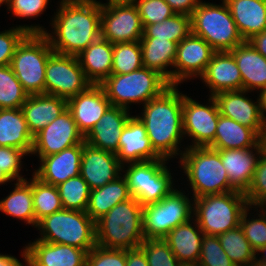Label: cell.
Here are the masks:
<instances>
[{"instance_id":"cell-1","label":"cell","mask_w":266,"mask_h":266,"mask_svg":"<svg viewBox=\"0 0 266 266\" xmlns=\"http://www.w3.org/2000/svg\"><path fill=\"white\" fill-rule=\"evenodd\" d=\"M57 9L51 18L52 33H43L55 53L77 56L101 37L100 1L61 0Z\"/></svg>"},{"instance_id":"cell-2","label":"cell","mask_w":266,"mask_h":266,"mask_svg":"<svg viewBox=\"0 0 266 266\" xmlns=\"http://www.w3.org/2000/svg\"><path fill=\"white\" fill-rule=\"evenodd\" d=\"M142 106L141 114L136 116L144 124L154 151L167 160L177 158L175 156L178 155L181 157L184 151L180 150V143L185 137L182 122L183 93H180L178 86L171 85L160 96Z\"/></svg>"},{"instance_id":"cell-3","label":"cell","mask_w":266,"mask_h":266,"mask_svg":"<svg viewBox=\"0 0 266 266\" xmlns=\"http://www.w3.org/2000/svg\"><path fill=\"white\" fill-rule=\"evenodd\" d=\"M142 210L134 197L116 204L95 222L96 244L108 249L139 248L145 239Z\"/></svg>"},{"instance_id":"cell-4","label":"cell","mask_w":266,"mask_h":266,"mask_svg":"<svg viewBox=\"0 0 266 266\" xmlns=\"http://www.w3.org/2000/svg\"><path fill=\"white\" fill-rule=\"evenodd\" d=\"M184 149L178 163L188 178L192 198L234 191L217 150L210 147Z\"/></svg>"},{"instance_id":"cell-5","label":"cell","mask_w":266,"mask_h":266,"mask_svg":"<svg viewBox=\"0 0 266 266\" xmlns=\"http://www.w3.org/2000/svg\"><path fill=\"white\" fill-rule=\"evenodd\" d=\"M100 85L112 106L127 110L129 104H146L171 86L158 72L145 67L127 74H111Z\"/></svg>"},{"instance_id":"cell-6","label":"cell","mask_w":266,"mask_h":266,"mask_svg":"<svg viewBox=\"0 0 266 266\" xmlns=\"http://www.w3.org/2000/svg\"><path fill=\"white\" fill-rule=\"evenodd\" d=\"M40 238L47 243L65 244L85 250L87 253L96 244L95 222L86 211L63 209L38 221Z\"/></svg>"},{"instance_id":"cell-7","label":"cell","mask_w":266,"mask_h":266,"mask_svg":"<svg viewBox=\"0 0 266 266\" xmlns=\"http://www.w3.org/2000/svg\"><path fill=\"white\" fill-rule=\"evenodd\" d=\"M221 1H201L191 14V33L203 38L216 52L231 51L245 42L226 2Z\"/></svg>"},{"instance_id":"cell-8","label":"cell","mask_w":266,"mask_h":266,"mask_svg":"<svg viewBox=\"0 0 266 266\" xmlns=\"http://www.w3.org/2000/svg\"><path fill=\"white\" fill-rule=\"evenodd\" d=\"M193 201V217L202 232L217 236L238 227L249 206L245 194L238 191L205 195Z\"/></svg>"},{"instance_id":"cell-9","label":"cell","mask_w":266,"mask_h":266,"mask_svg":"<svg viewBox=\"0 0 266 266\" xmlns=\"http://www.w3.org/2000/svg\"><path fill=\"white\" fill-rule=\"evenodd\" d=\"M54 53L43 33H28L15 49L10 66L29 95L45 94V70Z\"/></svg>"},{"instance_id":"cell-10","label":"cell","mask_w":266,"mask_h":266,"mask_svg":"<svg viewBox=\"0 0 266 266\" xmlns=\"http://www.w3.org/2000/svg\"><path fill=\"white\" fill-rule=\"evenodd\" d=\"M167 161L161 158L122 165L129 192L142 206L159 202L175 189Z\"/></svg>"},{"instance_id":"cell-11","label":"cell","mask_w":266,"mask_h":266,"mask_svg":"<svg viewBox=\"0 0 266 266\" xmlns=\"http://www.w3.org/2000/svg\"><path fill=\"white\" fill-rule=\"evenodd\" d=\"M181 191L175 188L159 202L143 206L145 239H164L172 229L193 218L194 198L189 199V193Z\"/></svg>"},{"instance_id":"cell-12","label":"cell","mask_w":266,"mask_h":266,"mask_svg":"<svg viewBox=\"0 0 266 266\" xmlns=\"http://www.w3.org/2000/svg\"><path fill=\"white\" fill-rule=\"evenodd\" d=\"M91 83L75 55L53 53L45 70V94L70 99L85 91Z\"/></svg>"},{"instance_id":"cell-13","label":"cell","mask_w":266,"mask_h":266,"mask_svg":"<svg viewBox=\"0 0 266 266\" xmlns=\"http://www.w3.org/2000/svg\"><path fill=\"white\" fill-rule=\"evenodd\" d=\"M219 115L213 96H209L205 105L183 94V134L192 140V145L187 147H208L214 141Z\"/></svg>"},{"instance_id":"cell-14","label":"cell","mask_w":266,"mask_h":266,"mask_svg":"<svg viewBox=\"0 0 266 266\" xmlns=\"http://www.w3.org/2000/svg\"><path fill=\"white\" fill-rule=\"evenodd\" d=\"M143 26L134 3L101 2V37L112 44L140 41Z\"/></svg>"},{"instance_id":"cell-15","label":"cell","mask_w":266,"mask_h":266,"mask_svg":"<svg viewBox=\"0 0 266 266\" xmlns=\"http://www.w3.org/2000/svg\"><path fill=\"white\" fill-rule=\"evenodd\" d=\"M215 52L203 38L190 33L177 44L172 85L178 86L184 81L200 78Z\"/></svg>"},{"instance_id":"cell-16","label":"cell","mask_w":266,"mask_h":266,"mask_svg":"<svg viewBox=\"0 0 266 266\" xmlns=\"http://www.w3.org/2000/svg\"><path fill=\"white\" fill-rule=\"evenodd\" d=\"M83 141L84 136L79 132L71 112L67 109L33 136L31 155L35 154L41 159Z\"/></svg>"},{"instance_id":"cell-17","label":"cell","mask_w":266,"mask_h":266,"mask_svg":"<svg viewBox=\"0 0 266 266\" xmlns=\"http://www.w3.org/2000/svg\"><path fill=\"white\" fill-rule=\"evenodd\" d=\"M248 92L243 89L222 91L213 97L221 115L253 129L263 139L266 127L260 113L259 98L254 102L252 98L246 96Z\"/></svg>"},{"instance_id":"cell-18","label":"cell","mask_w":266,"mask_h":266,"mask_svg":"<svg viewBox=\"0 0 266 266\" xmlns=\"http://www.w3.org/2000/svg\"><path fill=\"white\" fill-rule=\"evenodd\" d=\"M116 153L95 148L83 141L80 175L90 190L100 188L122 175Z\"/></svg>"},{"instance_id":"cell-19","label":"cell","mask_w":266,"mask_h":266,"mask_svg":"<svg viewBox=\"0 0 266 266\" xmlns=\"http://www.w3.org/2000/svg\"><path fill=\"white\" fill-rule=\"evenodd\" d=\"M111 106L103 87L94 84L67 100V109L84 137Z\"/></svg>"},{"instance_id":"cell-20","label":"cell","mask_w":266,"mask_h":266,"mask_svg":"<svg viewBox=\"0 0 266 266\" xmlns=\"http://www.w3.org/2000/svg\"><path fill=\"white\" fill-rule=\"evenodd\" d=\"M22 258L26 266H81L87 252L80 248L37 240L25 245Z\"/></svg>"},{"instance_id":"cell-21","label":"cell","mask_w":266,"mask_h":266,"mask_svg":"<svg viewBox=\"0 0 266 266\" xmlns=\"http://www.w3.org/2000/svg\"><path fill=\"white\" fill-rule=\"evenodd\" d=\"M264 148L262 139L255 147L248 149L217 150L234 191L244 194L247 192Z\"/></svg>"},{"instance_id":"cell-22","label":"cell","mask_w":266,"mask_h":266,"mask_svg":"<svg viewBox=\"0 0 266 266\" xmlns=\"http://www.w3.org/2000/svg\"><path fill=\"white\" fill-rule=\"evenodd\" d=\"M116 156L122 165L161 159L154 151L145 126L137 116L131 115L127 120Z\"/></svg>"},{"instance_id":"cell-23","label":"cell","mask_w":266,"mask_h":266,"mask_svg":"<svg viewBox=\"0 0 266 266\" xmlns=\"http://www.w3.org/2000/svg\"><path fill=\"white\" fill-rule=\"evenodd\" d=\"M83 142L66 148L57 154L42 157L33 174L41 181L57 186L80 174Z\"/></svg>"},{"instance_id":"cell-24","label":"cell","mask_w":266,"mask_h":266,"mask_svg":"<svg viewBox=\"0 0 266 266\" xmlns=\"http://www.w3.org/2000/svg\"><path fill=\"white\" fill-rule=\"evenodd\" d=\"M200 79L209 87V96L222 91L243 89L240 70L229 51L215 52Z\"/></svg>"},{"instance_id":"cell-25","label":"cell","mask_w":266,"mask_h":266,"mask_svg":"<svg viewBox=\"0 0 266 266\" xmlns=\"http://www.w3.org/2000/svg\"><path fill=\"white\" fill-rule=\"evenodd\" d=\"M130 116L129 110L111 106L84 137V141L95 148L117 153L122 130Z\"/></svg>"},{"instance_id":"cell-26","label":"cell","mask_w":266,"mask_h":266,"mask_svg":"<svg viewBox=\"0 0 266 266\" xmlns=\"http://www.w3.org/2000/svg\"><path fill=\"white\" fill-rule=\"evenodd\" d=\"M21 110L34 136L67 110V100L48 94L29 95Z\"/></svg>"},{"instance_id":"cell-27","label":"cell","mask_w":266,"mask_h":266,"mask_svg":"<svg viewBox=\"0 0 266 266\" xmlns=\"http://www.w3.org/2000/svg\"><path fill=\"white\" fill-rule=\"evenodd\" d=\"M203 236L204 233L193 217L172 229L164 239L179 262L188 265L198 264Z\"/></svg>"},{"instance_id":"cell-28","label":"cell","mask_w":266,"mask_h":266,"mask_svg":"<svg viewBox=\"0 0 266 266\" xmlns=\"http://www.w3.org/2000/svg\"><path fill=\"white\" fill-rule=\"evenodd\" d=\"M86 79L94 85H100L111 75L113 63V44L98 38L77 55Z\"/></svg>"},{"instance_id":"cell-29","label":"cell","mask_w":266,"mask_h":266,"mask_svg":"<svg viewBox=\"0 0 266 266\" xmlns=\"http://www.w3.org/2000/svg\"><path fill=\"white\" fill-rule=\"evenodd\" d=\"M240 70L243 90L253 92L266 88V58L248 41L229 51Z\"/></svg>"},{"instance_id":"cell-30","label":"cell","mask_w":266,"mask_h":266,"mask_svg":"<svg viewBox=\"0 0 266 266\" xmlns=\"http://www.w3.org/2000/svg\"><path fill=\"white\" fill-rule=\"evenodd\" d=\"M244 41L266 30V1L224 0Z\"/></svg>"},{"instance_id":"cell-31","label":"cell","mask_w":266,"mask_h":266,"mask_svg":"<svg viewBox=\"0 0 266 266\" xmlns=\"http://www.w3.org/2000/svg\"><path fill=\"white\" fill-rule=\"evenodd\" d=\"M139 42L143 67L158 72L172 85V70L169 68H173L175 62L177 43L154 37H142Z\"/></svg>"},{"instance_id":"cell-32","label":"cell","mask_w":266,"mask_h":266,"mask_svg":"<svg viewBox=\"0 0 266 266\" xmlns=\"http://www.w3.org/2000/svg\"><path fill=\"white\" fill-rule=\"evenodd\" d=\"M261 140L253 129L220 114L214 141L208 147L215 150L248 149Z\"/></svg>"},{"instance_id":"cell-33","label":"cell","mask_w":266,"mask_h":266,"mask_svg":"<svg viewBox=\"0 0 266 266\" xmlns=\"http://www.w3.org/2000/svg\"><path fill=\"white\" fill-rule=\"evenodd\" d=\"M32 144L21 108L0 109V146L25 150L30 156Z\"/></svg>"},{"instance_id":"cell-34","label":"cell","mask_w":266,"mask_h":266,"mask_svg":"<svg viewBox=\"0 0 266 266\" xmlns=\"http://www.w3.org/2000/svg\"><path fill=\"white\" fill-rule=\"evenodd\" d=\"M131 197L127 182L121 175L116 180L100 188L90 190L86 213L96 222L116 204L126 201Z\"/></svg>"},{"instance_id":"cell-35","label":"cell","mask_w":266,"mask_h":266,"mask_svg":"<svg viewBox=\"0 0 266 266\" xmlns=\"http://www.w3.org/2000/svg\"><path fill=\"white\" fill-rule=\"evenodd\" d=\"M30 180V181H29ZM15 181L14 190L0 200V211L8 216L23 220L24 223L34 226L37 221L33 207L32 179Z\"/></svg>"},{"instance_id":"cell-36","label":"cell","mask_w":266,"mask_h":266,"mask_svg":"<svg viewBox=\"0 0 266 266\" xmlns=\"http://www.w3.org/2000/svg\"><path fill=\"white\" fill-rule=\"evenodd\" d=\"M219 242L236 266H254L255 251L240 226L218 235Z\"/></svg>"},{"instance_id":"cell-37","label":"cell","mask_w":266,"mask_h":266,"mask_svg":"<svg viewBox=\"0 0 266 266\" xmlns=\"http://www.w3.org/2000/svg\"><path fill=\"white\" fill-rule=\"evenodd\" d=\"M191 33V16L174 14L160 23L145 25L142 37L167 39L177 44Z\"/></svg>"},{"instance_id":"cell-38","label":"cell","mask_w":266,"mask_h":266,"mask_svg":"<svg viewBox=\"0 0 266 266\" xmlns=\"http://www.w3.org/2000/svg\"><path fill=\"white\" fill-rule=\"evenodd\" d=\"M32 197L37 222L64 209L57 187L41 181L34 174H32Z\"/></svg>"},{"instance_id":"cell-39","label":"cell","mask_w":266,"mask_h":266,"mask_svg":"<svg viewBox=\"0 0 266 266\" xmlns=\"http://www.w3.org/2000/svg\"><path fill=\"white\" fill-rule=\"evenodd\" d=\"M29 94L17 79L10 65L0 67V109L21 108Z\"/></svg>"},{"instance_id":"cell-40","label":"cell","mask_w":266,"mask_h":266,"mask_svg":"<svg viewBox=\"0 0 266 266\" xmlns=\"http://www.w3.org/2000/svg\"><path fill=\"white\" fill-rule=\"evenodd\" d=\"M56 187L64 209L86 211L90 188L80 174L69 178Z\"/></svg>"},{"instance_id":"cell-41","label":"cell","mask_w":266,"mask_h":266,"mask_svg":"<svg viewBox=\"0 0 266 266\" xmlns=\"http://www.w3.org/2000/svg\"><path fill=\"white\" fill-rule=\"evenodd\" d=\"M143 67L139 41L113 44L111 74H127Z\"/></svg>"},{"instance_id":"cell-42","label":"cell","mask_w":266,"mask_h":266,"mask_svg":"<svg viewBox=\"0 0 266 266\" xmlns=\"http://www.w3.org/2000/svg\"><path fill=\"white\" fill-rule=\"evenodd\" d=\"M48 30L40 25H18L0 32V67L10 65L18 44L28 33H44Z\"/></svg>"},{"instance_id":"cell-43","label":"cell","mask_w":266,"mask_h":266,"mask_svg":"<svg viewBox=\"0 0 266 266\" xmlns=\"http://www.w3.org/2000/svg\"><path fill=\"white\" fill-rule=\"evenodd\" d=\"M250 209L252 210V207L248 206L243 211L239 226L243 230L244 236L250 243L252 249L257 251L259 248L266 245V208H260L259 214H255L258 216L251 217V219V213H249Z\"/></svg>"},{"instance_id":"cell-44","label":"cell","mask_w":266,"mask_h":266,"mask_svg":"<svg viewBox=\"0 0 266 266\" xmlns=\"http://www.w3.org/2000/svg\"><path fill=\"white\" fill-rule=\"evenodd\" d=\"M140 248L149 266H182L165 239H144Z\"/></svg>"},{"instance_id":"cell-45","label":"cell","mask_w":266,"mask_h":266,"mask_svg":"<svg viewBox=\"0 0 266 266\" xmlns=\"http://www.w3.org/2000/svg\"><path fill=\"white\" fill-rule=\"evenodd\" d=\"M248 205L255 209L266 208V149L264 148L254 171L252 182L245 193Z\"/></svg>"},{"instance_id":"cell-46","label":"cell","mask_w":266,"mask_h":266,"mask_svg":"<svg viewBox=\"0 0 266 266\" xmlns=\"http://www.w3.org/2000/svg\"><path fill=\"white\" fill-rule=\"evenodd\" d=\"M199 266H236L225 253L217 235L204 234L201 244V252L198 261Z\"/></svg>"},{"instance_id":"cell-47","label":"cell","mask_w":266,"mask_h":266,"mask_svg":"<svg viewBox=\"0 0 266 266\" xmlns=\"http://www.w3.org/2000/svg\"><path fill=\"white\" fill-rule=\"evenodd\" d=\"M134 4L137 7L143 27L160 23L175 14L165 0H137Z\"/></svg>"},{"instance_id":"cell-48","label":"cell","mask_w":266,"mask_h":266,"mask_svg":"<svg viewBox=\"0 0 266 266\" xmlns=\"http://www.w3.org/2000/svg\"><path fill=\"white\" fill-rule=\"evenodd\" d=\"M29 154L25 150L13 147L0 146V169H2L13 181H21L26 178L20 174L22 159Z\"/></svg>"},{"instance_id":"cell-49","label":"cell","mask_w":266,"mask_h":266,"mask_svg":"<svg viewBox=\"0 0 266 266\" xmlns=\"http://www.w3.org/2000/svg\"><path fill=\"white\" fill-rule=\"evenodd\" d=\"M87 261L90 266H126V250L96 245L87 253Z\"/></svg>"},{"instance_id":"cell-50","label":"cell","mask_w":266,"mask_h":266,"mask_svg":"<svg viewBox=\"0 0 266 266\" xmlns=\"http://www.w3.org/2000/svg\"><path fill=\"white\" fill-rule=\"evenodd\" d=\"M49 0H5L7 11L17 18H37L46 11Z\"/></svg>"},{"instance_id":"cell-51","label":"cell","mask_w":266,"mask_h":266,"mask_svg":"<svg viewBox=\"0 0 266 266\" xmlns=\"http://www.w3.org/2000/svg\"><path fill=\"white\" fill-rule=\"evenodd\" d=\"M176 14L191 16L201 0H165Z\"/></svg>"},{"instance_id":"cell-52","label":"cell","mask_w":266,"mask_h":266,"mask_svg":"<svg viewBox=\"0 0 266 266\" xmlns=\"http://www.w3.org/2000/svg\"><path fill=\"white\" fill-rule=\"evenodd\" d=\"M126 266H149L146 255L140 247L126 250Z\"/></svg>"},{"instance_id":"cell-53","label":"cell","mask_w":266,"mask_h":266,"mask_svg":"<svg viewBox=\"0 0 266 266\" xmlns=\"http://www.w3.org/2000/svg\"><path fill=\"white\" fill-rule=\"evenodd\" d=\"M248 42L266 58V30L256 34Z\"/></svg>"},{"instance_id":"cell-54","label":"cell","mask_w":266,"mask_h":266,"mask_svg":"<svg viewBox=\"0 0 266 266\" xmlns=\"http://www.w3.org/2000/svg\"><path fill=\"white\" fill-rule=\"evenodd\" d=\"M0 266H26L15 256L0 253Z\"/></svg>"},{"instance_id":"cell-55","label":"cell","mask_w":266,"mask_h":266,"mask_svg":"<svg viewBox=\"0 0 266 266\" xmlns=\"http://www.w3.org/2000/svg\"><path fill=\"white\" fill-rule=\"evenodd\" d=\"M260 92V93H259ZM257 93H259L258 98H259V102H260V113L263 119V122L265 124L266 127V88L262 89L260 91H257Z\"/></svg>"},{"instance_id":"cell-56","label":"cell","mask_w":266,"mask_h":266,"mask_svg":"<svg viewBox=\"0 0 266 266\" xmlns=\"http://www.w3.org/2000/svg\"><path fill=\"white\" fill-rule=\"evenodd\" d=\"M261 253L259 259L258 253ZM254 266H266V245L259 248L257 251H255V261H254Z\"/></svg>"},{"instance_id":"cell-57","label":"cell","mask_w":266,"mask_h":266,"mask_svg":"<svg viewBox=\"0 0 266 266\" xmlns=\"http://www.w3.org/2000/svg\"><path fill=\"white\" fill-rule=\"evenodd\" d=\"M13 182V180L2 170L0 169V185H5L7 182Z\"/></svg>"},{"instance_id":"cell-58","label":"cell","mask_w":266,"mask_h":266,"mask_svg":"<svg viewBox=\"0 0 266 266\" xmlns=\"http://www.w3.org/2000/svg\"><path fill=\"white\" fill-rule=\"evenodd\" d=\"M137 0H107V3H135Z\"/></svg>"},{"instance_id":"cell-59","label":"cell","mask_w":266,"mask_h":266,"mask_svg":"<svg viewBox=\"0 0 266 266\" xmlns=\"http://www.w3.org/2000/svg\"><path fill=\"white\" fill-rule=\"evenodd\" d=\"M263 142H264L265 149H266V128H265V135H264V138H263Z\"/></svg>"},{"instance_id":"cell-60","label":"cell","mask_w":266,"mask_h":266,"mask_svg":"<svg viewBox=\"0 0 266 266\" xmlns=\"http://www.w3.org/2000/svg\"><path fill=\"white\" fill-rule=\"evenodd\" d=\"M81 266H90V264L88 263V261H86Z\"/></svg>"},{"instance_id":"cell-61","label":"cell","mask_w":266,"mask_h":266,"mask_svg":"<svg viewBox=\"0 0 266 266\" xmlns=\"http://www.w3.org/2000/svg\"><path fill=\"white\" fill-rule=\"evenodd\" d=\"M182 266H199L198 264H188V265H182Z\"/></svg>"},{"instance_id":"cell-62","label":"cell","mask_w":266,"mask_h":266,"mask_svg":"<svg viewBox=\"0 0 266 266\" xmlns=\"http://www.w3.org/2000/svg\"><path fill=\"white\" fill-rule=\"evenodd\" d=\"M2 4H5V0H0V6H1Z\"/></svg>"}]
</instances>
